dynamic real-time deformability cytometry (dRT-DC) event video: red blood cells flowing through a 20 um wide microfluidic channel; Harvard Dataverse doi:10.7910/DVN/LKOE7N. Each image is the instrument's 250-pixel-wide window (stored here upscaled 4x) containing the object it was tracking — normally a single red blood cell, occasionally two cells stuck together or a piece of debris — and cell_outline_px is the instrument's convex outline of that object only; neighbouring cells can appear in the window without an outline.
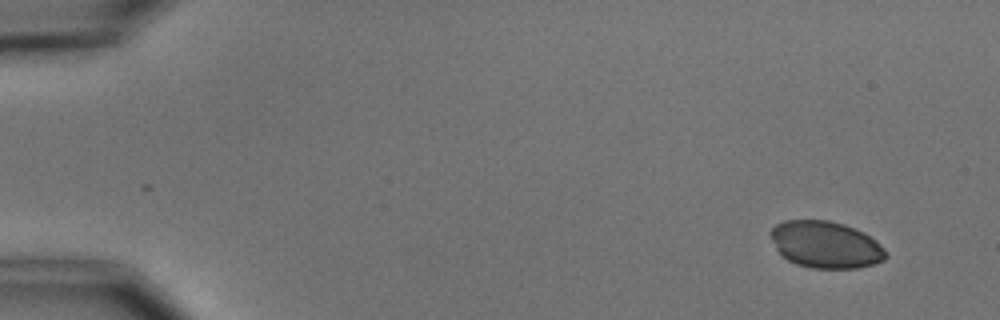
{"species": "common noctule bat (a hibernating species)", "species_latin": "Nyctalus noctula", "temperature_condition": "cold", "stored_images_in_passage": 6, "camera_frame_rate_fps": 3000, "um_per_image_px": 0.085, "animal": {"sex": "male", "body_mass_g": 15.6}, "frame": {"image": 1, "passage_image": 1, "time_ms": 0.0, "image_size_px": [1000, 320], "cell_outline_px": [[888, 256], [884, 260], [872, 264], [856, 268], [812, 268], [796, 264], [780, 256], [768, 232], [776, 224], [784, 220], [828, 220], [844, 224], [856, 228], [864, 232], [876, 240], [888, 252]], "centroid_in_image_um": [70.18, 20.79], "position_along_channel_um": 14.8, "area_um2": 31.79}}